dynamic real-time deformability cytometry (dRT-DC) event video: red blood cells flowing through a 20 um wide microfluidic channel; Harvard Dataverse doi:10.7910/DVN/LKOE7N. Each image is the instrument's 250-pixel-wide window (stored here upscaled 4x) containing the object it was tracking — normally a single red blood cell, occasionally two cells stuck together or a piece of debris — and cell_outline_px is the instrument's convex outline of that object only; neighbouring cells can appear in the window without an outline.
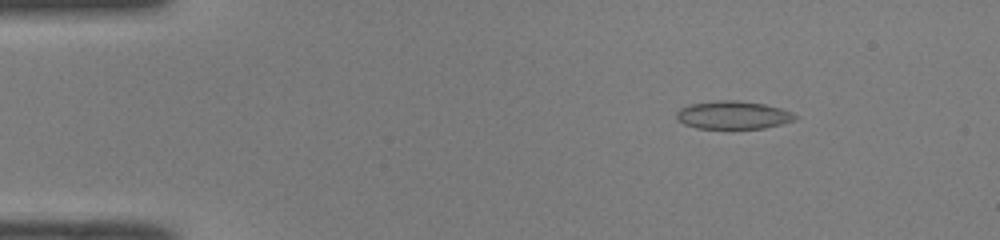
{"species": "common noctule bat (a hibernating species)", "species_latin": "Nyctalus noctula", "temperature_condition": "room temperature", "stored_images_in_passage": 44, "camera_frame_rate_fps": 3000, "um_per_image_px": 0.085, "animal": {"sex": "male", "body_mass_g": 19.0, "forearm_length_mm": 50.8}, "frame": {"image": 1, "passage_image": 1, "time_ms": 0.0, "image_size_px": [1000, 240], "cell_outline_px": [[796, 116], [792, 120], [780, 124], [764, 128], [732, 132], [696, 128], [684, 124], [676, 116], [676, 112], [680, 108], [692, 104], [720, 100], [736, 100], [764, 104], [780, 108], [792, 112]], "centroid_in_image_um": [62.28, 9.83], "position_along_channel_um": 22.7, "area_um2": 20.0}}
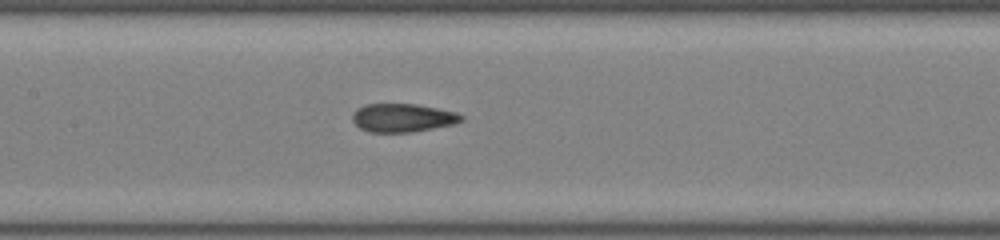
{"frame": {"image": 2, "passage_image": 18, "time_ms": 5.667, "image_size_px": [1000, 240], "cell_outline_px": [[464, 120], [456, 124], [412, 132], [368, 132], [360, 128], [352, 120], [352, 112], [356, 108], [364, 104], [416, 104], [456, 112], [464, 116]], "centroid_in_image_um": [34.22, 10.01], "position_along_channel_um": 173.2, "area_um2": 18.21}}
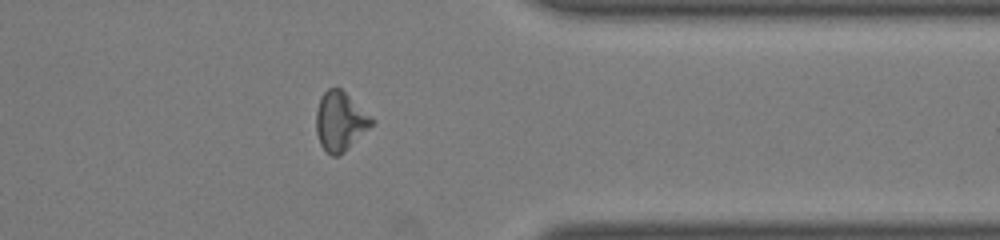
{"frame": {"image": 3, "passage_image": 34, "time_ms": 11.0, "image_size_px": [1000, 240], "cell_outline_px": [[376, 120], [344, 152], [336, 156], [332, 156], [320, 144], [316, 132], [316, 112], [320, 96], [328, 88], [340, 88], [372, 116]], "centroid_in_image_um": [28.9, 10.29], "position_along_channel_um": 382.5, "area_um2": 18.9}, "authors_computed_cell_mechanics": {"area_um2": 18.6694, "velocity_mm_per_s": 4.0897, "shape_relaxation_time_tau1_ms": null, "shape_relaxation_time_tau2_ms": 2.5479, "deformation_change_tau1": null, "deformation_change_tau2": 0.0989}}